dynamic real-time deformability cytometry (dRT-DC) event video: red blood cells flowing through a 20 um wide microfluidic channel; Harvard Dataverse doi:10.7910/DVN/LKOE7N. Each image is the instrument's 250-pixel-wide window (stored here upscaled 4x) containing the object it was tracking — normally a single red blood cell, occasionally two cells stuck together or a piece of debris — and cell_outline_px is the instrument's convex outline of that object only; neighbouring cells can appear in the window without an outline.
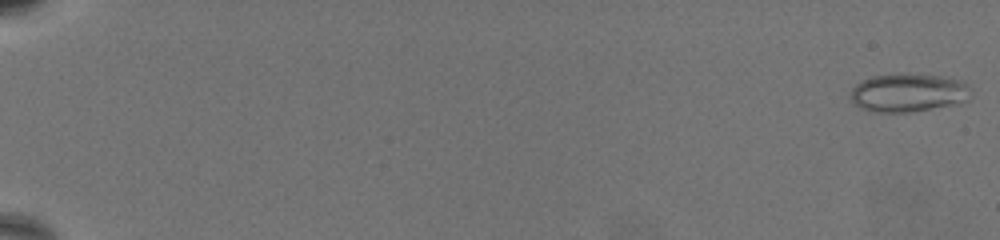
{"species": "common noctule bat (a hibernating species)", "species_latin": "Nyctalus noctula", "temperature_condition": "warm", "stored_images_in_passage": 67, "camera_frame_rate_fps": 3000, "um_per_image_px": 0.085, "animal": {"sex": "female", "body_mass_g": 19.5, "forearm_length_mm": 54.1}, "frame": {"image": 1, "passage_image": 1, "time_ms": 0.0, "image_size_px": [1000, 240], "cell_outline_px": [[972, 96], [968, 100], [960, 104], [908, 112], [872, 112], [860, 108], [848, 96], [852, 88], [860, 80], [872, 76], [940, 76], [964, 80]], "centroid_in_image_um": [77.21, 7.92], "position_along_channel_um": 7.8, "area_um2": 26.59}}
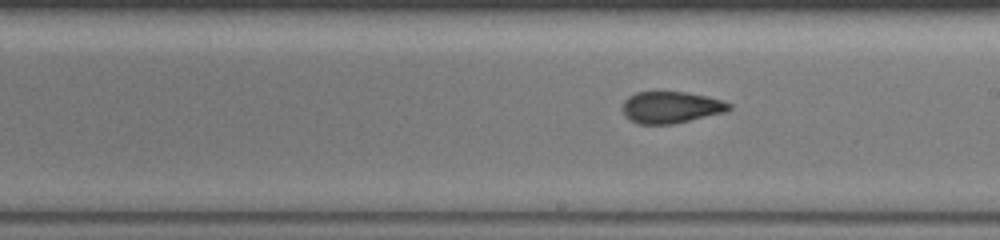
{"frame": {"image": 2, "passage_image": 42, "time_ms": 13.667, "image_size_px": [1000, 240], "cell_outline_px": [[732, 108], [724, 112], [672, 124], [636, 124], [624, 116], [624, 100], [628, 96], [636, 92], [684, 92], [704, 96], [720, 100], [732, 104]], "centroid_in_image_um": [56.99, 9.13], "position_along_channel_um": 232.0, "area_um2": 19.42}}
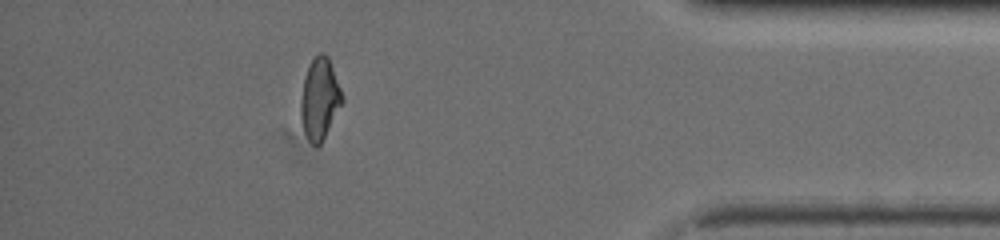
{"frame": {"image": 3, "passage_image": 61, "time_ms": 20.0, "image_size_px": [1000, 240], "cell_outline_px": [[344, 100], [320, 144], [312, 144], [308, 140], [304, 132], [300, 120], [300, 100], [304, 76], [312, 60], [320, 52], [324, 52], [328, 56], [344, 96]], "centroid_in_image_um": [27.16, 8.38], "position_along_channel_um": 408.0, "area_um2": 19.59}, "authors_computed_cell_mechanics": {"area_um2": 20.3456, "velocity_mm_per_s": 3.2869, "shape_relaxation_time_tau1_ms": 11.3366, "shape_relaxation_time_tau2_ms": 1.6122, "deformation_change_tau1": 0.2193, "deformation_change_tau2": 0.0871}}